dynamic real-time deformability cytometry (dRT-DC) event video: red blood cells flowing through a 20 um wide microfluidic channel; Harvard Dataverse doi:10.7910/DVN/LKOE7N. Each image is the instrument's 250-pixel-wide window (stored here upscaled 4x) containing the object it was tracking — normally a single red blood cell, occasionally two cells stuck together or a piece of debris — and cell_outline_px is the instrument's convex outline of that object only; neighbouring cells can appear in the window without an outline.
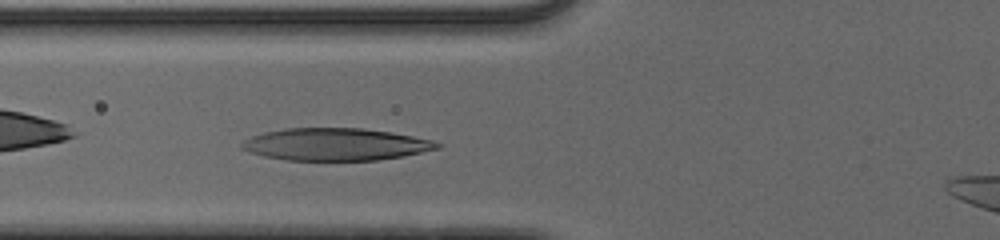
{"species": "human", "species_latin": "Homo sapiens", "temperature_condition": "cold", "stored_images_in_passage": 34, "camera_frame_rate_fps": 3000, "um_per_image_px": 0.085, "donor": {"sex": "male"}, "frame": {"image": 1, "passage_image": 4, "time_ms": 1.0, "image_size_px": [1000, 240], "cell_outline_px": [[444, 144], [440, 148], [404, 156], [376, 160], [284, 160], [264, 156], [248, 152], [240, 148], [240, 144], [244, 140], [252, 136], [264, 132], [288, 128], [364, 128], [392, 132], [432, 140]], "centroid_in_image_um": [28.53, 12.27], "position_along_channel_um": 97.3, "area_um2": 36.93}}
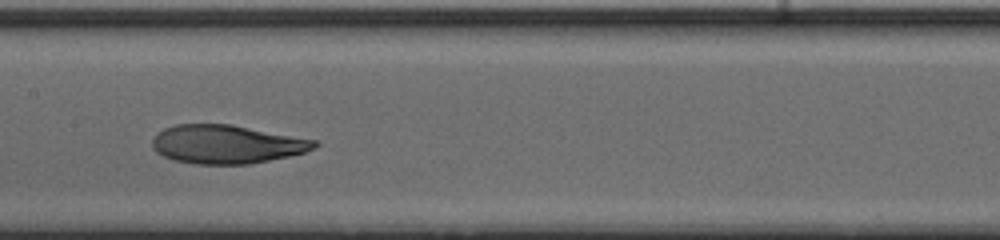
{"frame": {"image": 2, "passage_image": 11, "time_ms": 3.333, "image_size_px": [1000, 240], "cell_outline_px": [[320, 144], [316, 148], [304, 152], [288, 156], [248, 164], [196, 164], [176, 160], [164, 156], [156, 152], [152, 148], [152, 140], [156, 132], [164, 128], [176, 124], [232, 124], [320, 140]], "centroid_in_image_um": [19.29, 12.24], "position_along_channel_um": 188.1, "area_um2": 36.76}}
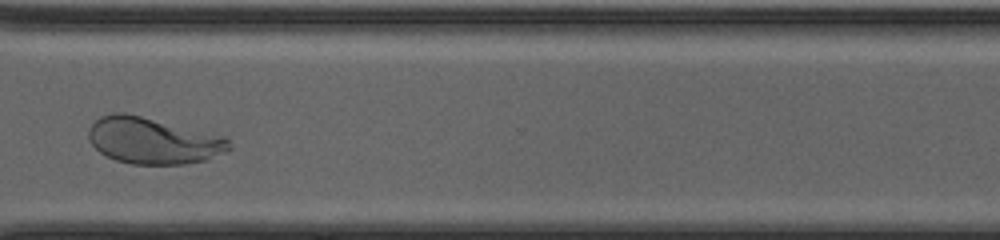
{"frame": {"image": 3, "passage_image": 24, "time_ms": 7.667, "image_size_px": [1000, 240], "cell_outline_px": [[232, 148], [208, 160], [184, 164], [132, 164], [116, 160], [100, 152], [88, 140], [88, 128], [100, 116], [112, 112], [124, 112], [228, 136]], "centroid_in_image_um": [13.04, 11.95], "position_along_channel_um": 357.6, "area_um2": 38.38}}